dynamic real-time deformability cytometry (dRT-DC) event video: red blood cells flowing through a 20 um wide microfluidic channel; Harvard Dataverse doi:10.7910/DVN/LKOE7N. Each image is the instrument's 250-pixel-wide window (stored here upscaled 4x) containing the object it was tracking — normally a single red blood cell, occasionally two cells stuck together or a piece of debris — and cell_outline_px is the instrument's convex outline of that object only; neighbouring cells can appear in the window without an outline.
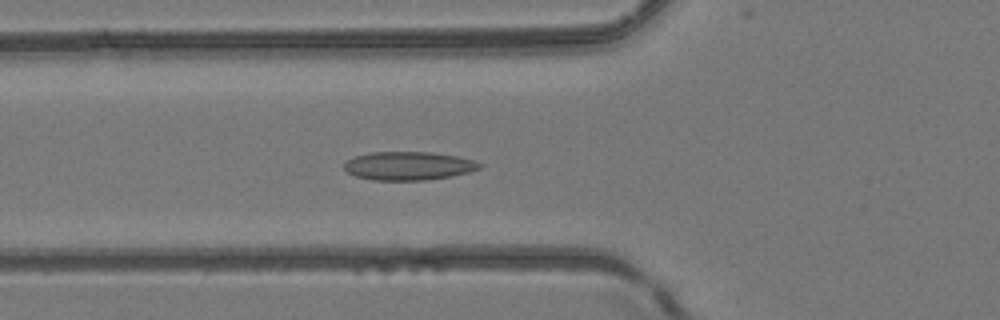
{"species": "common noctule bat (a hibernating species)", "species_latin": "Nyctalus noctula", "temperature_condition": "room temperature", "stored_images_in_passage": 35, "camera_frame_rate_fps": 3000, "um_per_image_px": 0.085, "animal": {"sex": "female", "body_mass_g": 24.6, "forearm_length_mm": 56.2}, "frame": {"image": 1, "passage_image": 3, "time_ms": 0.667, "image_size_px": [1000, 320], "cell_outline_px": [[484, 164], [480, 168], [468, 172], [452, 176], [424, 180], [372, 180], [356, 176], [348, 172], [344, 168], [344, 164], [352, 156], [368, 152], [432, 152], [456, 156], [472, 160]], "centroid_in_image_um": [34.7, 14.09], "position_along_channel_um": 91.1, "area_um2": 22.48}}
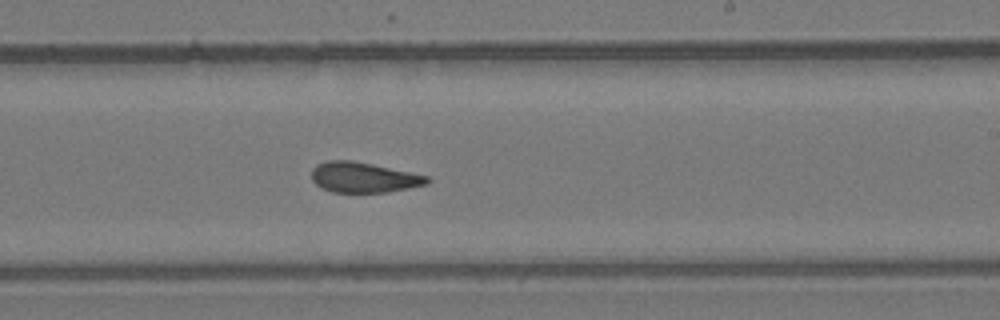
{"frame": {"image": 2, "passage_image": 15, "time_ms": 4.667, "image_size_px": [1000, 320], "cell_outline_px": [[432, 180], [428, 184], [388, 192], [332, 192], [320, 188], [312, 180], [312, 168], [316, 164], [328, 160], [352, 160], [372, 164], [428, 176]], "centroid_in_image_um": [30.89, 15.08], "position_along_channel_um": 258.1, "area_um2": 20.46}}
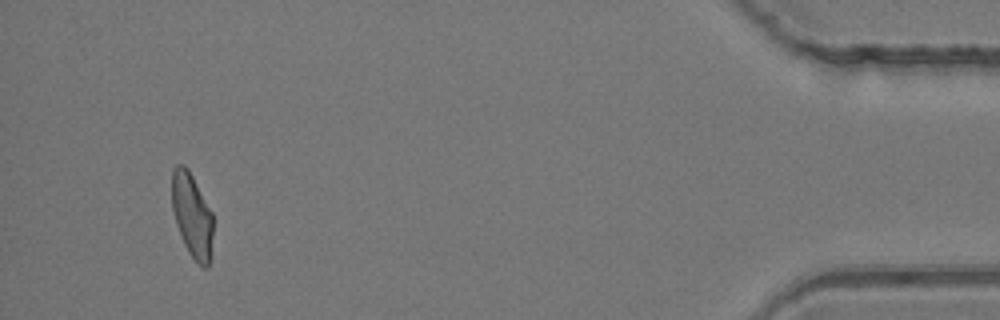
{"frame": {"image": 3, "passage_image": 32, "time_ms": 10.333, "image_size_px": [1000, 320], "cell_outline_px": [[212, 260], [208, 268], [204, 268], [196, 264], [188, 252], [184, 244], [176, 224], [172, 208], [172, 168], [176, 164], [184, 164], [188, 168], [212, 212]], "centroid_in_image_um": [16.33, 18.35], "position_along_channel_um": 418.9, "area_um2": 20.58}, "authors_computed_cell_mechanics": {"area_um2": 20.7502, "velocity_mm_per_s": 4.1672, "shape_relaxation_time_tau1_ms": null, "shape_relaxation_time_tau2_ms": 1.9119, "deformation_change_tau1": null, "deformation_change_tau2": 0.0973}}